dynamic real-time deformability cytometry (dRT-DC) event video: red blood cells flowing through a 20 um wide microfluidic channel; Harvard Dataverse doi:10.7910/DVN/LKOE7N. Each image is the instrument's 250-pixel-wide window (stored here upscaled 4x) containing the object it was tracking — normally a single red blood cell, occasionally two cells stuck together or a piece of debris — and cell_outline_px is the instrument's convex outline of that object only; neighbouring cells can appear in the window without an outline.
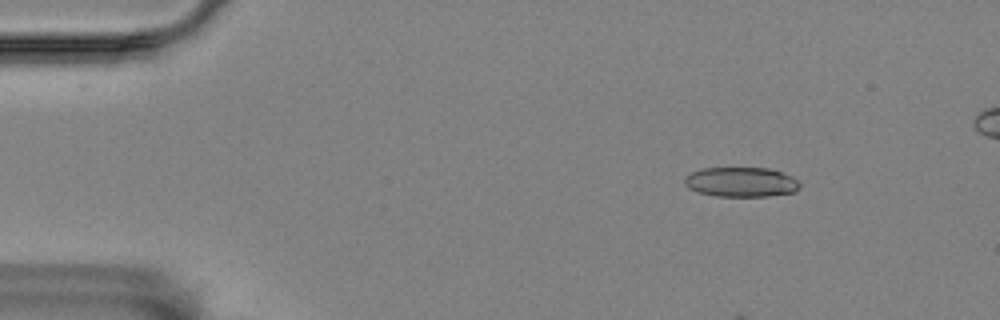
{"species": "Egyptian fruit bat (a non-hibernating species)", "species_latin": "Rousettus aegyptiacus", "temperature_condition": "room temperature", "stored_images_in_passage": 37, "camera_frame_rate_fps": 3000, "um_per_image_px": 0.085, "animal": {"sex": "female"}, "frame": {"image": 1, "passage_image": 8, "time_ms": 2.333, "image_size_px": [1000, 320], "cell_outline_px": [[800, 188], [796, 192], [768, 196], [716, 196], [696, 192], [688, 188], [684, 184], [684, 176], [692, 172], [704, 168], [768, 168], [792, 176], [800, 184]], "centroid_in_image_um": [62.97, 15.48], "position_along_channel_um": 22.0, "area_um2": 20.06}}